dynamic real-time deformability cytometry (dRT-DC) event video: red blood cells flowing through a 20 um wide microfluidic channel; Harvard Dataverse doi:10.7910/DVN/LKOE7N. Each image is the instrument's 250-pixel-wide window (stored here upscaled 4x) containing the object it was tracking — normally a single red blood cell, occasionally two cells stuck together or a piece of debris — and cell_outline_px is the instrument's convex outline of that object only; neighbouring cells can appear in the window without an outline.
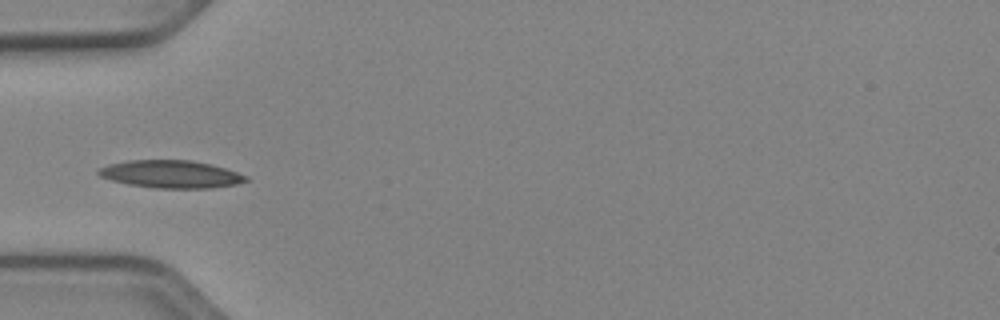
{"species": "Egyptian fruit bat (a non-hibernating species)", "species_latin": "Rousettus aegyptiacus", "temperature_condition": "cold", "stored_images_in_passage": 36, "camera_frame_rate_fps": 3000, "um_per_image_px": 0.085, "animal": {"sex": "female"}, "frame": {"image": 1, "passage_image": 1, "time_ms": 0.0, "image_size_px": [1000, 320], "cell_outline_px": [[252, 180], [236, 184], [212, 188], [156, 188], [128, 184], [112, 180], [100, 176], [96, 172], [96, 168], [108, 164], [128, 160], [192, 160], [212, 164], [248, 176]], "centroid_in_image_um": [14.53, 14.8], "position_along_channel_um": 70.5, "area_um2": 23.93}}
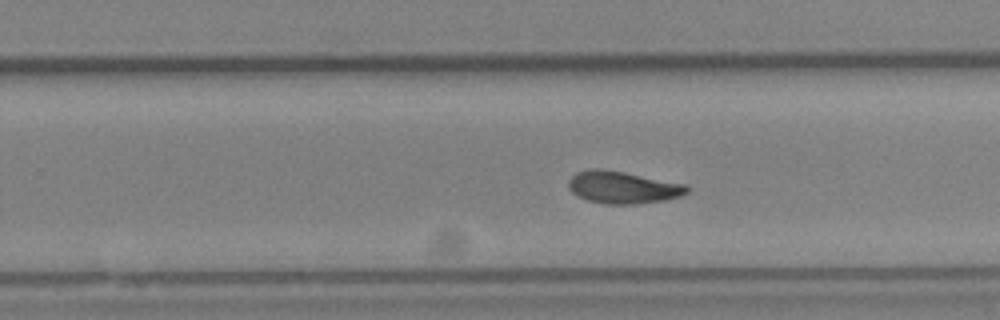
{"frame": {"image": 2, "passage_image": 17, "time_ms": 5.333, "image_size_px": [1000, 320], "cell_outline_px": [[688, 192], [680, 196], [664, 200], [636, 204], [604, 204], [588, 200], [576, 196], [568, 188], [568, 180], [576, 172], [592, 168], [600, 168], [624, 172], [688, 184]], "centroid_in_image_um": [52.92, 15.92], "position_along_channel_um": 276.9, "area_um2": 22.43}}
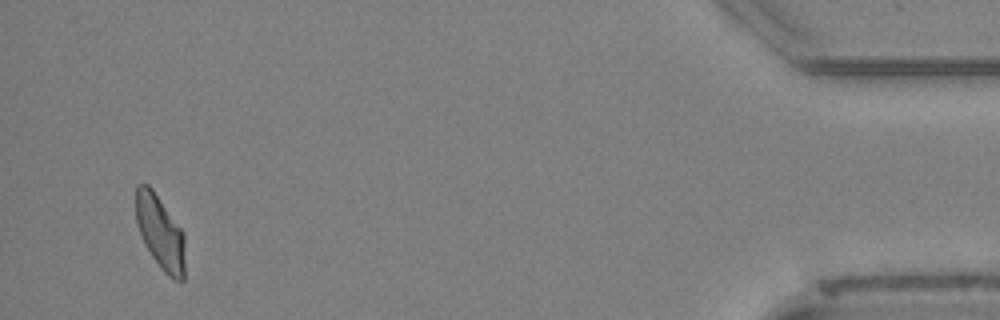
{"frame": {"image": 3, "passage_image": 34, "time_ms": 11.0, "image_size_px": [1000, 320], "cell_outline_px": [[184, 280], [176, 280], [168, 276], [164, 272], [152, 256], [144, 244], [136, 220], [136, 184], [148, 184], [152, 188], [184, 232]], "centroid_in_image_um": [13.62, 19.74], "position_along_channel_um": 421.6, "area_um2": 21.04}, "authors_computed_cell_mechanics": {"area_um2": 21.9062, "velocity_mm_per_s": 3.8964, "shape_relaxation_time_tau1_ms": 5.066, "shape_relaxation_time_tau2_ms": 6.0552, "deformation_change_tau1": 0.1373, "deformation_change_tau2": 0.1077}}